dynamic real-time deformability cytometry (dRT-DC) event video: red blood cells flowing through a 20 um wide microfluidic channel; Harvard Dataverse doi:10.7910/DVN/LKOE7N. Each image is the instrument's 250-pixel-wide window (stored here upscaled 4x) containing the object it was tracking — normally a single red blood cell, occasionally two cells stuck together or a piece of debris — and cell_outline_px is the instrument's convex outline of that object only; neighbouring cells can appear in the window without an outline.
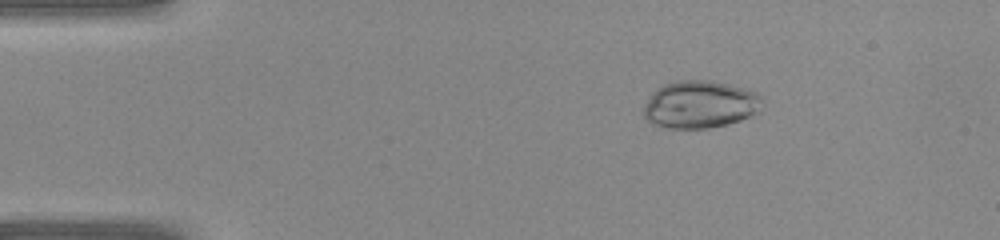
{"species": "common noctule bat (a hibernating species)", "species_latin": "Nyctalus noctula", "temperature_condition": "warm", "stored_images_in_passage": 41, "camera_frame_rate_fps": 3000, "um_per_image_px": 0.085, "animal": {"sex": "female", "body_mass_g": 22.0, "forearm_length_mm": 56.7}, "frame": {"image": 1, "passage_image": 7, "time_ms": 2.0, "image_size_px": [1000, 240], "cell_outline_px": [[764, 100], [760, 112], [740, 120], [728, 124], [708, 128], [664, 128], [652, 124], [644, 116], [644, 108], [652, 92], [664, 84], [676, 80], [712, 80], [744, 88], [756, 92]], "centroid_in_image_um": [59.53, 8.88], "position_along_channel_um": 25.5, "area_um2": 33.06}}
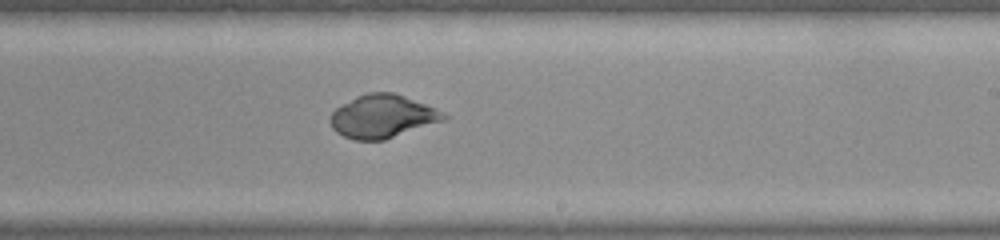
{"frame": {"image": 2, "passage_image": 25, "time_ms": 8.0, "image_size_px": [1000, 240], "cell_outline_px": [[448, 120], [384, 140], [356, 140], [344, 136], [336, 132], [332, 128], [328, 120], [328, 116], [340, 104], [356, 96], [368, 92], [392, 92], [404, 96], [436, 108], [444, 112], [448, 116]], "centroid_in_image_um": [32.51, 9.89], "position_along_channel_um": 256.5, "area_um2": 28.9}}
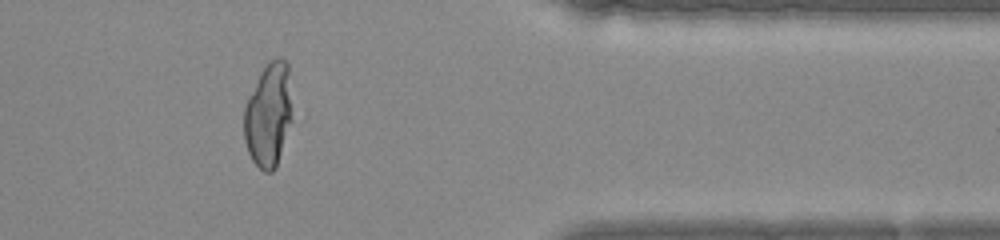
{"frame": {"image": 3, "passage_image": 34, "time_ms": 11.0, "image_size_px": [1000, 240], "cell_outline_px": [[292, 120], [276, 168], [272, 172], [264, 172], [252, 160], [248, 152], [244, 140], [244, 108], [248, 96], [260, 72], [276, 56], [280, 56], [288, 64]], "centroid_in_image_um": [22.82, 9.78], "position_along_channel_um": 388.6, "area_um2": 29.25}}